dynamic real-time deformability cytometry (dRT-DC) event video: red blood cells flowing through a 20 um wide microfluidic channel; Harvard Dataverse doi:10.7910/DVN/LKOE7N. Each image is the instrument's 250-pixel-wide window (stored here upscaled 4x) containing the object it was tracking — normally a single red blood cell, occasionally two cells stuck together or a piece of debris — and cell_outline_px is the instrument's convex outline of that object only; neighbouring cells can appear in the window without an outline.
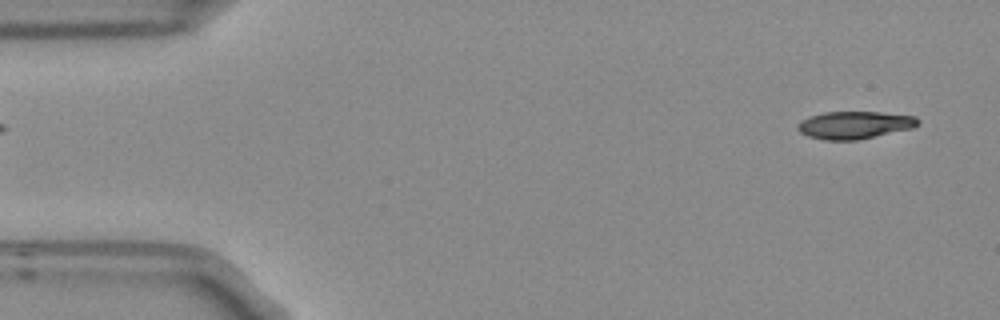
{"species": "Egyptian fruit bat (a non-hibernating species)", "species_latin": "Rousettus aegyptiacus", "temperature_condition": "room temperature", "stored_images_in_passage": 5, "segment_of_instrument_passage": [2, 2], "camera_frame_rate_fps": 3000, "um_per_image_px": 0.085, "frame": {"image": 1, "passage_image": 5, "time_ms": 1.333, "image_size_px": [1000, 320], "cell_outline_px": [[920, 124], [912, 128], [856, 140], [824, 140], [808, 136], [800, 132], [796, 128], [796, 124], [800, 120], [824, 112], [880, 112], [916, 116], [920, 120]], "centroid_in_image_um": [72.63, 10.62], "position_along_channel_um": 12.4, "area_um2": 19.31}}